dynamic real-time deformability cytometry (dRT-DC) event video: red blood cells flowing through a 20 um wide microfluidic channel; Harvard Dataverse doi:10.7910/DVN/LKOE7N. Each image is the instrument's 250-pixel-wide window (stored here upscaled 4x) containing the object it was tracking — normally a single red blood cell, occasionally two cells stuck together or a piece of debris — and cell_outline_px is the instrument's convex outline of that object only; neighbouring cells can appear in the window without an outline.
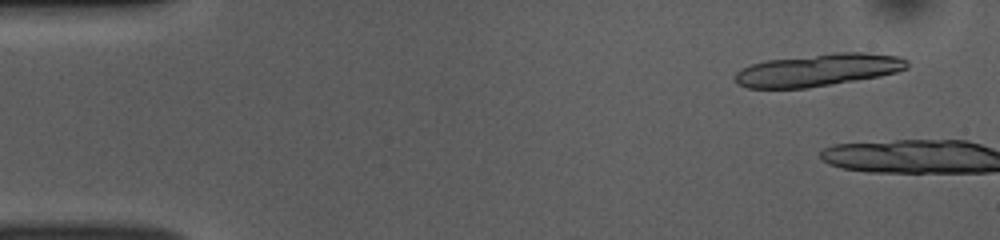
{"species": "common noctule bat (a hibernating species)", "species_latin": "Nyctalus noctula", "temperature_condition": "room temperature", "stored_images_in_passage": 6, "camera_frame_rate_fps": 3000, "um_per_image_px": 0.085, "animal": {"sex": "female", "body_mass_g": 10.0, "forearm_length_mm": 53.1}, "frame": {"image": 1, "passage_image": 4, "time_ms": 1.0, "image_size_px": [1000, 240], "cell_outline_px": [[908, 68], [896, 72], [880, 76], [808, 88], [748, 88], [736, 84], [732, 80], [732, 76], [740, 68], [752, 64], [768, 60], [832, 52], [868, 52], [900, 56], [908, 60]], "centroid_in_image_um": [69.52, 5.94], "position_along_channel_um": 15.5, "area_um2": 32.95}}